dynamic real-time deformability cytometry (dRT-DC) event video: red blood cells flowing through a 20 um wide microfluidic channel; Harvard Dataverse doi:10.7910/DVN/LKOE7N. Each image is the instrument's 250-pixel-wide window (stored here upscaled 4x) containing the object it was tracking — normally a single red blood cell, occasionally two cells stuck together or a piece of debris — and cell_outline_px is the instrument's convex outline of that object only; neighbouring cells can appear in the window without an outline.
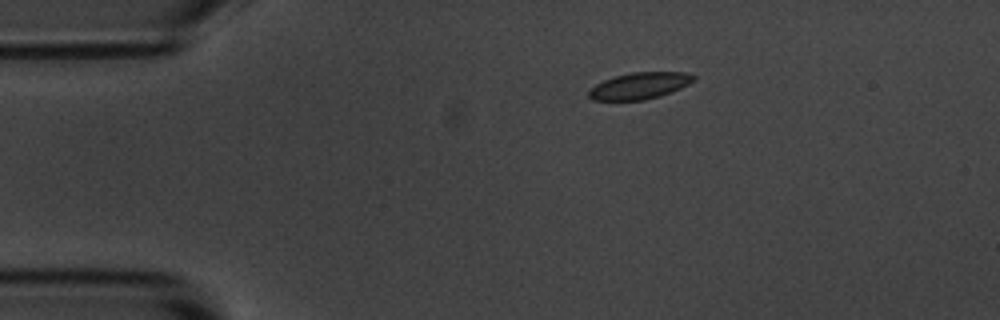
{"species": "common noctule bat (a hibernating species)", "species_latin": "Nyctalus noctula", "temperature_condition": "room temperature", "stored_images_in_passage": 46, "camera_frame_rate_fps": 3000, "um_per_image_px": 0.085, "animal": {"sex": "male", "body_mass_g": 20.1, "forearm_length_mm": 53.5}, "frame": {"image": 1, "passage_image": 1, "time_ms": 0.0, "image_size_px": [1000, 320], "cell_outline_px": [[696, 80], [680, 88], [660, 96], [644, 100], [592, 100], [588, 96], [588, 92], [596, 84], [604, 80], [616, 76], [632, 72], [688, 72], [696, 76]], "centroid_in_image_um": [54.39, 7.28], "position_along_channel_um": 30.6, "area_um2": 16.18}}
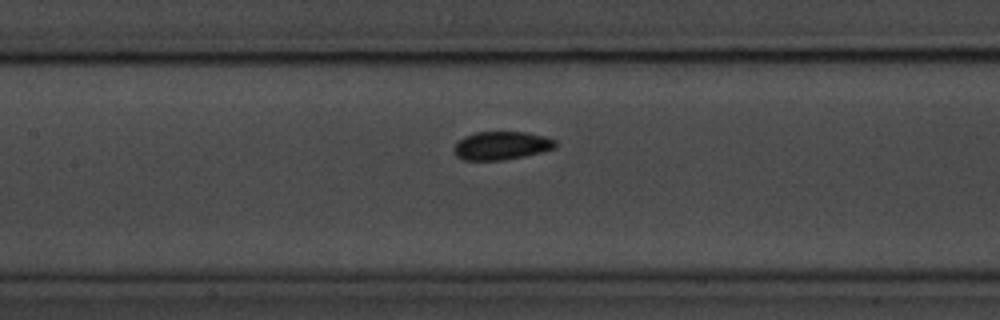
{"frame": {"image": 2, "passage_image": 16, "time_ms": 5.0, "image_size_px": [1000, 320], "cell_outline_px": [[556, 148], [524, 156], [504, 160], [464, 160], [456, 156], [452, 148], [464, 136], [476, 132], [528, 132], [544, 136], [556, 140]], "centroid_in_image_um": [42.62, 12.37], "position_along_channel_um": 164.8, "area_um2": 16.76}}
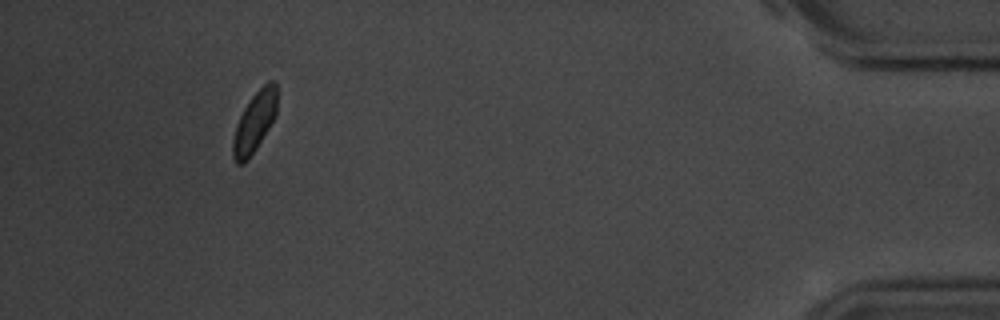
{"frame": {"image": 3, "passage_image": 42, "time_ms": 13.667, "image_size_px": [1000, 320], "cell_outline_px": [[276, 116], [256, 148], [248, 160], [244, 164], [236, 164], [232, 156], [232, 140], [236, 124], [244, 108], [252, 96], [268, 80], [272, 80], [276, 84]], "centroid_in_image_um": [21.61, 10.41], "position_along_channel_um": 413.6, "area_um2": 15.49}, "authors_computed_cell_mechanics": {"area_um2": 16.4152, "velocity_mm_per_s": 3.6161, "shape_relaxation_time_tau1_ms": 2.2192, "shape_relaxation_time_tau2_ms": null, "deformation_change_tau1": 0.0726, "deformation_change_tau2": null}}